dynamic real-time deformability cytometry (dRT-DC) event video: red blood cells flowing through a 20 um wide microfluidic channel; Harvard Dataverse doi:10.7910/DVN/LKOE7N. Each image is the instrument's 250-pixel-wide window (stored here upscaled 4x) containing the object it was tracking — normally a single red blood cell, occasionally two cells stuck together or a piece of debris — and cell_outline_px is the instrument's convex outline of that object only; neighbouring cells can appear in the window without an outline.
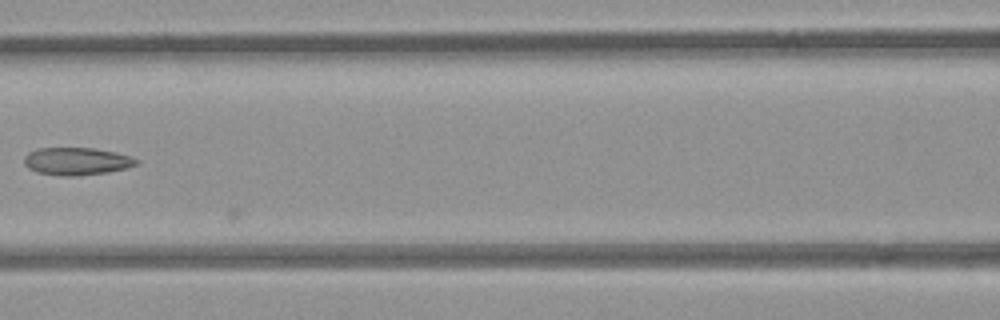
{"species": "common noctule bat (a hibernating species)", "species_latin": "Nyctalus noctula", "temperature_condition": "room temperature", "stored_images_in_passage": 7, "camera_frame_rate_fps": 3000, "um_per_image_px": 0.085, "animal": {"sex": "female", "body_mass_g": 21.9}, "frame": {"image": 1, "passage_image": 6, "time_ms": 1.667, "image_size_px": [1000, 320], "cell_outline_px": [[140, 160], [136, 164], [124, 168], [108, 172], [76, 176], [60, 176], [36, 172], [28, 168], [24, 164], [24, 156], [28, 152], [36, 148], [92, 148], [116, 152]], "centroid_in_image_um": [6.46, 13.71], "position_along_channel_um": 160.1, "area_um2": 18.03}}
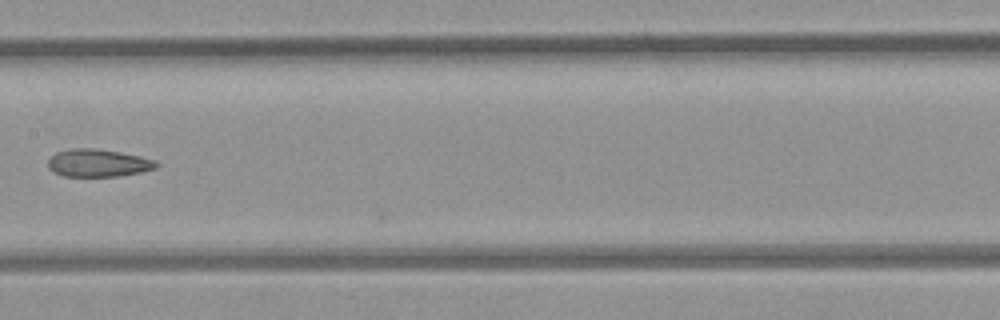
{"frame": {"image": 2, "passage_image": 7, "time_ms": 2.0, "image_size_px": [1000, 320], "cell_outline_px": [[160, 164], [156, 168], [140, 172], [120, 176], [64, 176], [52, 172], [48, 168], [48, 160], [56, 152], [72, 148], [92, 148], [120, 152], [140, 156], [156, 160]], "centroid_in_image_um": [8.34, 13.85], "position_along_channel_um": 199.1, "area_um2": 17.51}}